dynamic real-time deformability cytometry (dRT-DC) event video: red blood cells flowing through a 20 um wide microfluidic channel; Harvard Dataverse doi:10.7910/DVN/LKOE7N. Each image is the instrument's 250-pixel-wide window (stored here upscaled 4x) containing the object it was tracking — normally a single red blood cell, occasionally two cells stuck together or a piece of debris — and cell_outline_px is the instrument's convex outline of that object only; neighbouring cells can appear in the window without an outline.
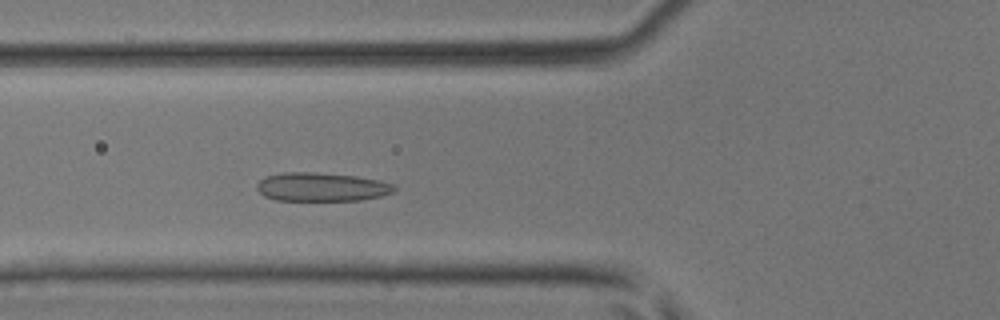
{"species": "common noctule bat (a hibernating species)", "species_latin": "Nyctalus noctula", "temperature_condition": "room temperature", "stored_images_in_passage": 34, "camera_frame_rate_fps": 3000, "um_per_image_px": 0.085, "animal": {"sex": "male", "body_mass_g": 17.9, "forearm_length_mm": 54.2}, "frame": {"image": 1, "passage_image": 5, "time_ms": 1.333, "image_size_px": [1000, 320], "cell_outline_px": [[396, 188], [392, 192], [380, 196], [360, 200], [276, 200], [264, 196], [256, 188], [256, 184], [264, 176], [284, 172], [316, 172], [356, 176], [376, 180], [392, 184]], "centroid_in_image_um": [27.27, 15.88], "position_along_channel_um": 98.5, "area_um2": 22.83}}
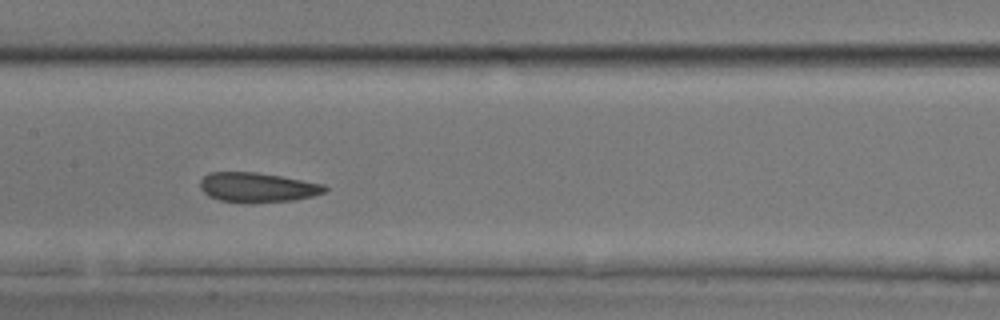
{"frame": {"image": 2, "passage_image": 11, "time_ms": 3.333, "image_size_px": [1000, 320], "cell_outline_px": [[328, 188], [324, 192], [312, 196], [292, 200], [244, 204], [220, 200], [208, 196], [200, 188], [200, 180], [208, 172], [256, 172], [280, 176], [324, 184]], "centroid_in_image_um": [21.84, 15.93], "position_along_channel_um": 185.6, "area_um2": 21.68}}
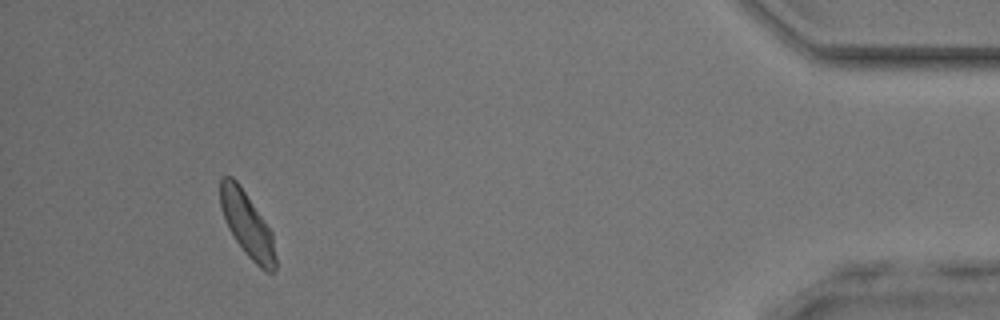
{"frame": {"image": 3, "passage_image": 31, "time_ms": 10.0, "image_size_px": [1000, 320], "cell_outline_px": [[276, 268], [272, 272], [264, 272], [244, 252], [228, 228], [220, 204], [220, 180], [224, 176], [232, 176], [236, 180], [272, 232], [276, 256]], "centroid_in_image_um": [21.02, 19.12], "position_along_channel_um": 414.2, "area_um2": 20.52}}